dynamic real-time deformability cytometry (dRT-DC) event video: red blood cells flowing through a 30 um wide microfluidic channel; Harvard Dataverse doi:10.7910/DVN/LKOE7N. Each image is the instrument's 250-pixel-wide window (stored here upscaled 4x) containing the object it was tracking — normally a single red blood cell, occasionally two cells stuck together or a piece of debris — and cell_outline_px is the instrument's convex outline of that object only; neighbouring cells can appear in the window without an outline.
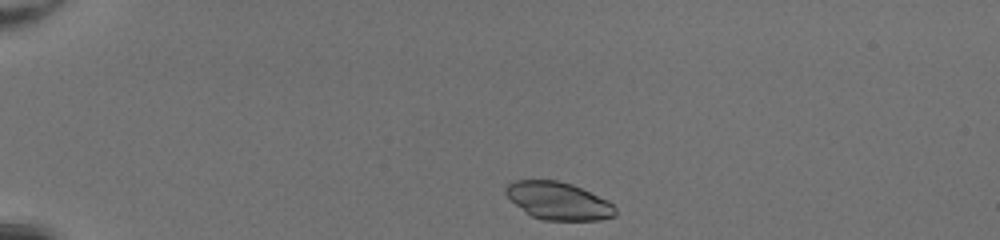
{"species": "common noctule bat (a hibernating species)", "species_latin": "Nyctalus noctula", "temperature_condition": "room temperature", "stored_images_in_passage": 40, "camera_frame_rate_fps": 3000, "um_per_image_px": 0.085, "animal": {"sex": "female", "body_mass_g": 20.0, "forearm_length_mm": 54.0}, "frame": {"image": 1, "passage_image": 2, "time_ms": 0.333, "image_size_px": [1000, 240], "cell_outline_px": [[616, 216], [600, 220], [544, 220], [532, 216], [524, 212], [504, 192], [504, 188], [512, 180], [556, 180], [572, 184], [608, 200], [616, 208]], "centroid_in_image_um": [47.46, 17.07], "position_along_channel_um": 37.5, "area_um2": 24.04}}
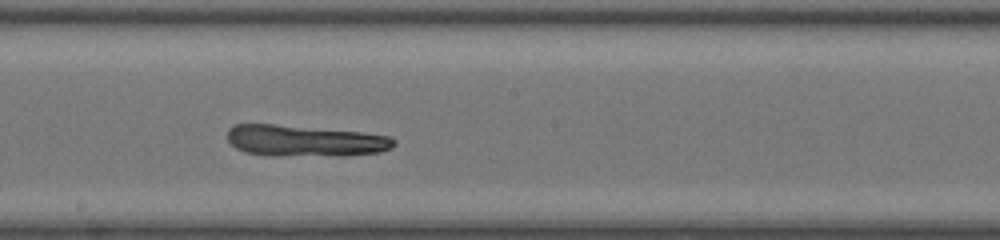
{"frame": {"image": 2, "passage_image": 20, "time_ms": 6.333, "image_size_px": [1000, 240], "cell_outline_px": [[396, 144], [392, 148], [380, 152], [344, 156], [272, 156], [244, 152], [236, 148], [228, 140], [228, 128], [232, 124], [272, 124], [364, 132], [392, 136], [396, 140]], "centroid_in_image_um": [25.95, 11.98], "position_along_channel_um": 222.3, "area_um2": 30.92}}
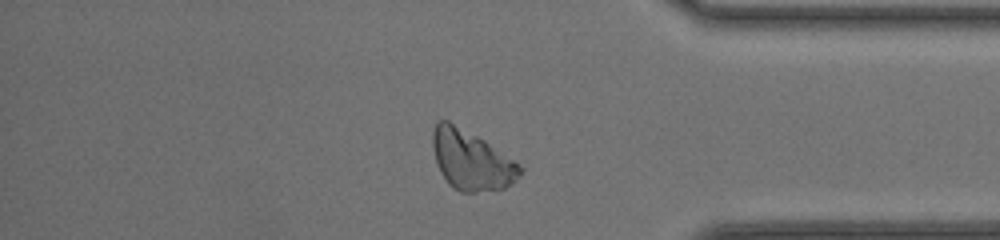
{"frame": {"image": 3, "passage_image": 33, "time_ms": 10.667, "image_size_px": [1000, 240], "cell_outline_px": [[524, 168], [520, 176], [516, 180], [504, 188], [476, 192], [460, 192], [452, 188], [448, 184], [440, 172], [436, 164], [432, 148], [432, 132], [436, 120], [448, 120], [484, 140]], "centroid_in_image_um": [40.01, 13.62], "position_along_channel_um": 395.2, "area_um2": 30.35}, "authors_computed_cell_mechanics": {"area_um2": 29.5647, "velocity_mm_per_s": 4.2703, "shape_relaxation_time_tau1_ms": null, "shape_relaxation_time_tau2_ms": 1.5039, "deformation_change_tau1": null, "deformation_change_tau2": 0.0915}}